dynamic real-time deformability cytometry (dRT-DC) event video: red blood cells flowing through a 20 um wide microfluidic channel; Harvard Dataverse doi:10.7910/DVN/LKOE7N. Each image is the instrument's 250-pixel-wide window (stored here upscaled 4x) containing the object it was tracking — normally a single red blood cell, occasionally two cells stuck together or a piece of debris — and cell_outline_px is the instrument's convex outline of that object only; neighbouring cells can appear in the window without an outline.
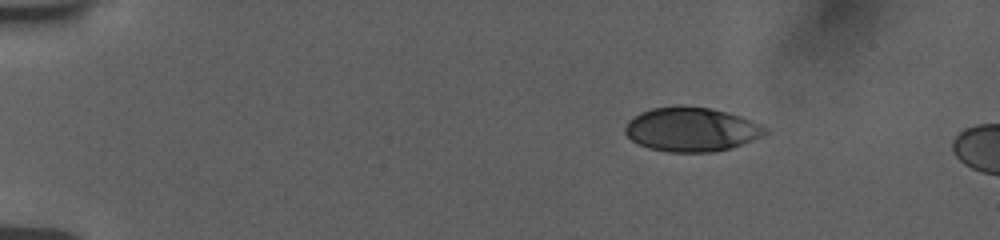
{"species": "human", "species_latin": "Homo sapiens", "temperature_condition": "room temperature", "stored_images_in_passage": 3, "camera_frame_rate_fps": 3000, "um_per_image_px": 0.085, "donor": {"sex": "female"}, "frame": {"image": 1, "passage_image": 1, "time_ms": 0.0, "image_size_px": [1000, 240], "cell_outline_px": [[768, 132], [752, 140], [732, 148], [712, 152], [668, 152], [648, 148], [632, 140], [624, 132], [624, 128], [628, 120], [640, 112], [652, 108], [676, 104], [680, 104], [708, 108], [740, 116], [760, 124], [768, 128]], "centroid_in_image_um": [58.73, 10.99], "position_along_channel_um": 26.3, "area_um2": 36.18}}